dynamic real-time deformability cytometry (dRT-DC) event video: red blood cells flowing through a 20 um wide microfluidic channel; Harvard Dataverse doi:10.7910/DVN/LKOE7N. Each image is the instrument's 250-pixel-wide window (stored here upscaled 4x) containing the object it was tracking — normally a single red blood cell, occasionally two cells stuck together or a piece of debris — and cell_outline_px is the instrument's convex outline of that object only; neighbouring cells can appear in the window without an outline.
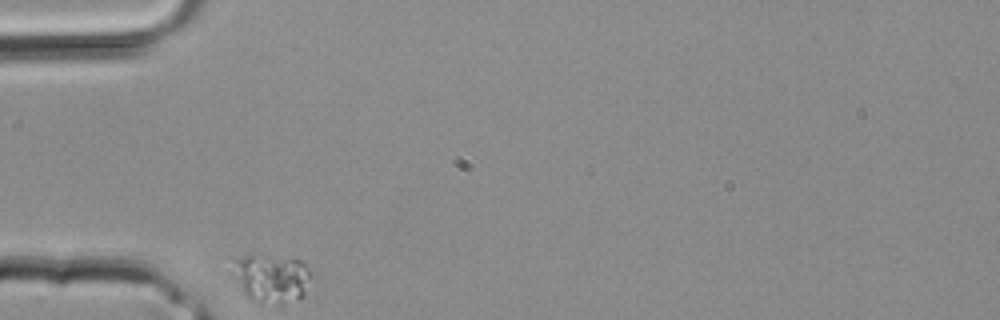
{"species": "common noctule bat (a hibernating species)", "species_latin": "Nyctalus noctula", "temperature_condition": "room temperature", "stored_images_in_passage": 23, "camera_frame_rate_fps": 3000, "um_per_image_px": 0.085, "animal": {"sex": "male", "body_mass_g": 20.4}, "frame": {"image": 1, "passage_image": 1, "time_ms": 0.0, "image_size_px": [1000, 320], "cell_outline_px": [[316, 272], [304, 296], [300, 300], [280, 304], [260, 304], [252, 300], [240, 288], [232, 276], [236, 260], [240, 256], [268, 256], [304, 260]], "centroid_in_image_um": [23.2, 23.68], "position_along_channel_um": 61.8, "area_um2": 22.89}}
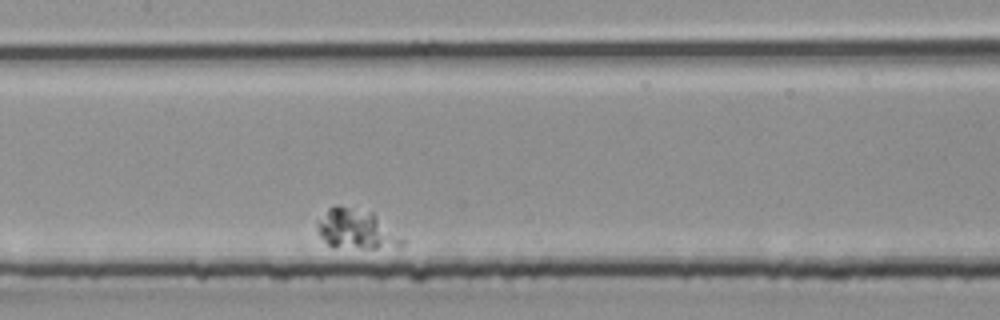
{"frame": {"image": 2, "passage_image": 10, "time_ms": 3.0, "image_size_px": [1000, 320], "cell_outline_px": [[404, 244], [376, 248], [368, 248], [328, 244], [320, 236], [316, 228], [316, 220], [328, 208], [348, 208], [372, 212], [404, 240]], "centroid_in_image_um": [30.23, 19.48], "position_along_channel_um": 177.2, "area_um2": 18.5}}
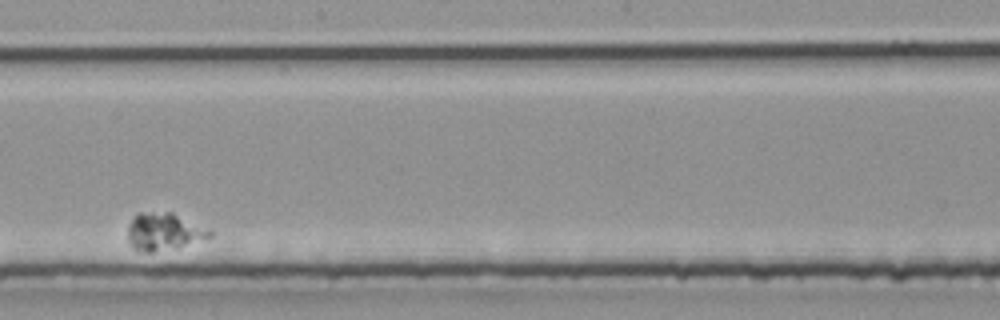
{"frame": {"image": 3, "passage_image": 14, "time_ms": 4.333, "image_size_px": [1000, 320], "cell_outline_px": [[212, 236], [176, 248], [152, 252], [144, 252], [132, 248], [128, 240], [128, 224], [140, 212], [172, 212], [212, 228]], "centroid_in_image_um": [13.97, 19.68], "position_along_channel_um": 234.2, "area_um2": 18.09}}